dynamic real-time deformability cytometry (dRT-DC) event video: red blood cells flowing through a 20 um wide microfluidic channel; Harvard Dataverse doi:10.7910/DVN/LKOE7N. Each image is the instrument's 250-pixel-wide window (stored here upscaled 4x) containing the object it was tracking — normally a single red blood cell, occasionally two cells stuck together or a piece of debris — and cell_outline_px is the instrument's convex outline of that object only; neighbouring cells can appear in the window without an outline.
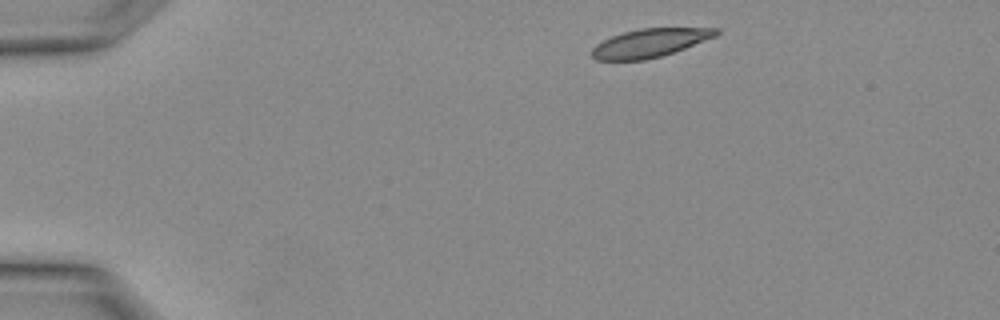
{"species": "Egyptian fruit bat (a non-hibernating species)", "species_latin": "Rousettus aegyptiacus", "temperature_condition": "warm", "stored_images_in_passage": 3, "segment_of_instrument_passage": [2, 2], "camera_frame_rate_fps": 3000, "um_per_image_px": 0.085, "animal": {"sex": "female"}, "frame": {"image": 1, "passage_image": 3, "time_ms": 0.667, "image_size_px": [1000, 320], "cell_outline_px": [[720, 32], [716, 36], [684, 48], [660, 56], [644, 60], [596, 60], [592, 56], [592, 48], [596, 44], [612, 36], [624, 32], [640, 28], [720, 28]], "centroid_in_image_um": [55.23, 3.64], "position_along_channel_um": 29.8, "area_um2": 20.35}}